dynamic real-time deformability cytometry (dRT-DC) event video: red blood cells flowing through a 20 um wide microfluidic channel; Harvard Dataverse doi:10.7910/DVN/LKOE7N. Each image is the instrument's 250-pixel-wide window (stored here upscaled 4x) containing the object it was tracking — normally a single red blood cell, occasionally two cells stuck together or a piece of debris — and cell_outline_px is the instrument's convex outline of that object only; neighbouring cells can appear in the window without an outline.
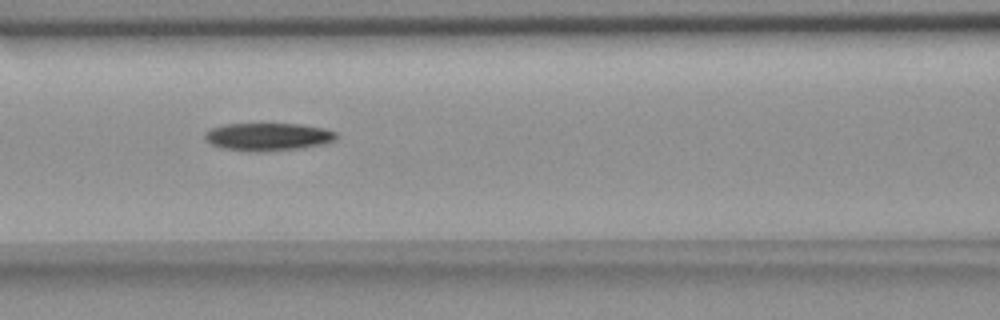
{"species": "common noctule bat (a hibernating species)", "species_latin": "Nyctalus noctula", "temperature_condition": "room temperature", "stored_images_in_passage": 4, "camera_frame_rate_fps": 3000, "um_per_image_px": 0.085, "animal": {"sex": "female", "body_mass_g": 18.4}, "frame": {"image": 1, "passage_image": 4, "time_ms": 3.333, "image_size_px": [1000, 320], "cell_outline_px": [[336, 140], [320, 144], [300, 148], [260, 152], [224, 148], [212, 144], [204, 136], [212, 128], [228, 124], [300, 124], [324, 128], [336, 132]], "centroid_in_image_um": [22.82, 11.62], "position_along_channel_um": 143.8, "area_um2": 20.81}}